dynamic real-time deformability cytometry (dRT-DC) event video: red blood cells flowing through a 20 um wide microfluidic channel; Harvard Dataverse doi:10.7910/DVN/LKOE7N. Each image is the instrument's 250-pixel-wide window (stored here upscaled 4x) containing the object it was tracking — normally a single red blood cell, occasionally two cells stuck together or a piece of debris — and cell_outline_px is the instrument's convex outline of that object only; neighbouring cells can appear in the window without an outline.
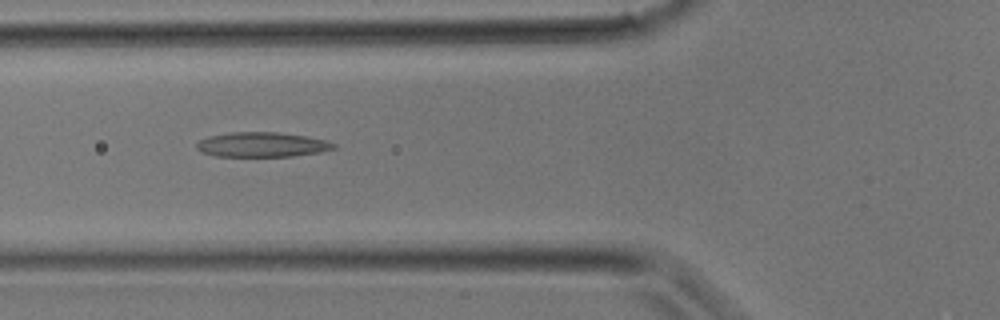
{"species": "common noctule bat (a hibernating species)", "species_latin": "Nyctalus noctula", "temperature_condition": "room temperature", "stored_images_in_passage": 31, "camera_frame_rate_fps": 3000, "um_per_image_px": 0.085, "animal": {"sex": "male", "body_mass_g": 17.9}, "frame": {"image": 1, "passage_image": 11, "time_ms": 3.333, "image_size_px": [1000, 320], "cell_outline_px": [[336, 148], [320, 152], [292, 156], [216, 156], [200, 152], [196, 148], [196, 144], [200, 140], [208, 136], [228, 132], [276, 132], [304, 136], [328, 140], [336, 144]], "centroid_in_image_um": [22.25, 12.29], "position_along_channel_um": 103.5, "area_um2": 19.83}}
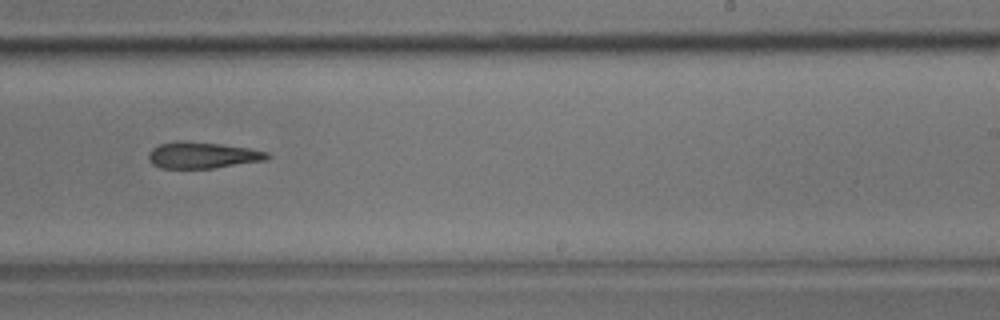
{"frame": {"image": 2, "passage_image": 19, "time_ms": 6.0, "image_size_px": [1000, 320], "cell_outline_px": [[272, 156], [268, 160], [212, 168], [160, 168], [152, 164], [148, 160], [148, 152], [152, 148], [160, 144], [172, 140], [184, 140], [220, 144], [248, 148], [268, 152]], "centroid_in_image_um": [17.19, 13.18], "position_along_channel_um": 271.8, "area_um2": 18.5}}
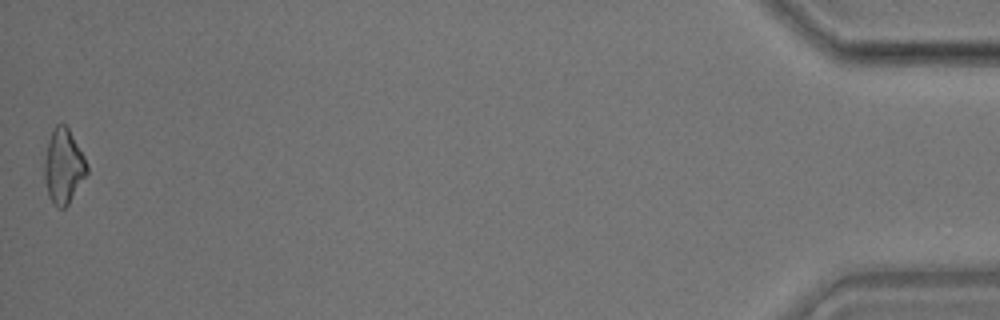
{"frame": {"image": 3, "passage_image": 31, "time_ms": 10.0, "image_size_px": [1000, 320], "cell_outline_px": [[88, 172], [68, 204], [64, 208], [60, 208], [48, 196], [44, 180], [44, 160], [48, 140], [56, 124], [64, 124], [68, 128], [84, 156], [88, 164]], "centroid_in_image_um": [5.39, 14.13], "position_along_channel_um": 429.8, "area_um2": 18.26}}